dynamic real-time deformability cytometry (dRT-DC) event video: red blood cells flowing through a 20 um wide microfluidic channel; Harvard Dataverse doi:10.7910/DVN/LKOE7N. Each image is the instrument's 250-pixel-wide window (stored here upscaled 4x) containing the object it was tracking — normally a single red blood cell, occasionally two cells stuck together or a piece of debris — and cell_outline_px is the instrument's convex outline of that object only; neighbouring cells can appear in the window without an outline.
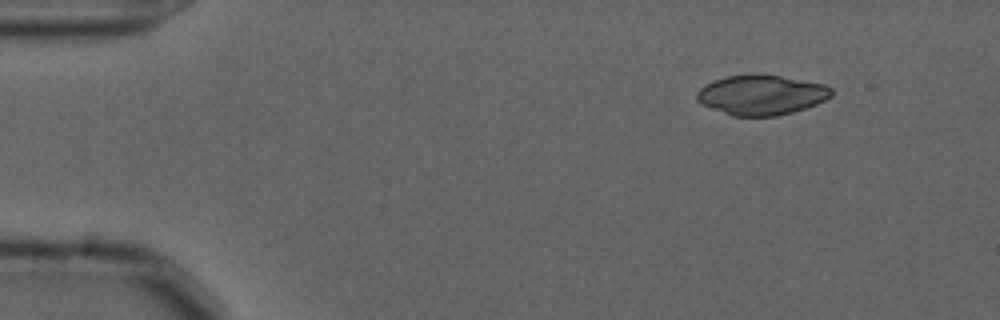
{"species": "common noctule bat (a hibernating species)", "species_latin": "Nyctalus noctula", "temperature_condition": "cold", "stored_images_in_passage": 50, "camera_frame_rate_fps": 3000, "um_per_image_px": 0.085, "animal": {"sex": "male", "forearm_length_mm": 52.5}, "frame": {"image": 1, "passage_image": 1, "time_ms": 0.0, "image_size_px": [1000, 320], "cell_outline_px": [[832, 96], [816, 104], [792, 112], [776, 116], [732, 116], [700, 104], [696, 100], [696, 92], [700, 88], [716, 80], [728, 76], [780, 76], [824, 84], [832, 88]], "centroid_in_image_um": [64.71, 8.1], "position_along_channel_um": 20.3, "area_um2": 30.69}}